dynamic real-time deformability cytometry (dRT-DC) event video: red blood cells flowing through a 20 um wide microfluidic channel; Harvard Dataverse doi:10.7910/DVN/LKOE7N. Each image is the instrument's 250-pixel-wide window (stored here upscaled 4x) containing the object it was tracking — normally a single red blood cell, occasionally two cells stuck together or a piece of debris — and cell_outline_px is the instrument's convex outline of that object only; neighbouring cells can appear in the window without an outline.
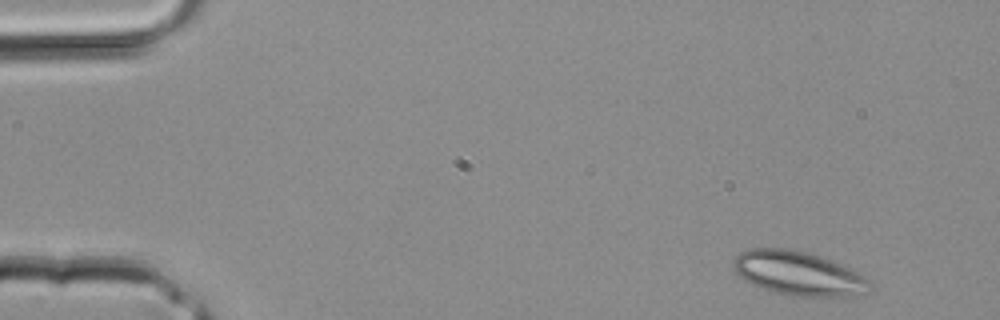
{"species": "common noctule bat (a hibernating species)", "species_latin": "Nyctalus noctula", "temperature_condition": "room temperature", "stored_images_in_passage": 2, "camera_frame_rate_fps": 3000, "um_per_image_px": 0.085, "animal": {"sex": "male", "body_mass_g": 20.4}, "frame": {"image": 1, "passage_image": 2, "time_ms": 0.333, "image_size_px": [1000, 320], "cell_outline_px": [[872, 284], [868, 292], [848, 296], [800, 296], [780, 292], [764, 288], [752, 284], [744, 280], [736, 272], [732, 264], [732, 260], [740, 252], [752, 248], [784, 248], [804, 252], [820, 256], [832, 260], [872, 280]], "centroid_in_image_um": [67.87, 23.22], "position_along_channel_um": 17.1, "area_um2": 34.56}}